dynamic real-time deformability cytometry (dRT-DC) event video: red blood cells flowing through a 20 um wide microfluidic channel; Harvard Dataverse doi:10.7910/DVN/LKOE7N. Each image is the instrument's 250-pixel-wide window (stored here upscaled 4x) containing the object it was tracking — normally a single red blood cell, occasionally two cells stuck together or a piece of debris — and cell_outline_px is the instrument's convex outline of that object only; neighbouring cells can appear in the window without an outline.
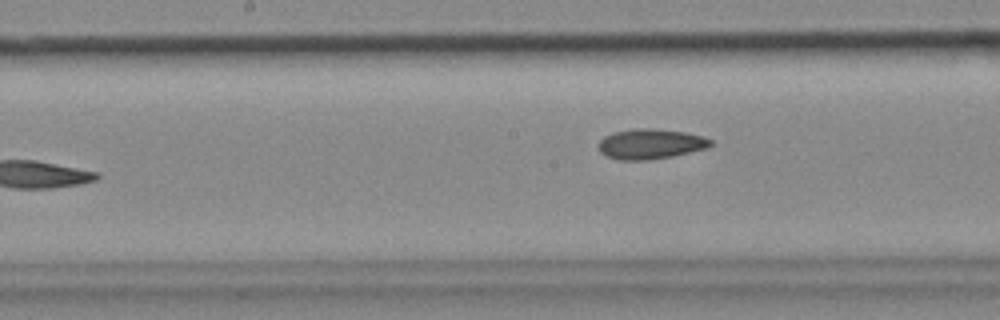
{"species": "common noctule bat (a hibernating species)", "species_latin": "Nyctalus noctula", "temperature_condition": "cold", "stored_images_in_passage": 7, "camera_frame_rate_fps": 3000, "um_per_image_px": 0.085, "animal": {"sex": "female", "body_mass_g": 18.4}, "frame": {"image": 1, "passage_image": 7, "time_ms": 2.0, "image_size_px": [1000, 320], "cell_outline_px": [[712, 144], [708, 148], [672, 156], [648, 160], [620, 160], [608, 156], [600, 152], [600, 140], [604, 136], [612, 132], [632, 128], [652, 128], [684, 132], [704, 136], [712, 140]], "centroid_in_image_um": [55.31, 12.22], "position_along_channel_um": 192.9, "area_um2": 19.71}}